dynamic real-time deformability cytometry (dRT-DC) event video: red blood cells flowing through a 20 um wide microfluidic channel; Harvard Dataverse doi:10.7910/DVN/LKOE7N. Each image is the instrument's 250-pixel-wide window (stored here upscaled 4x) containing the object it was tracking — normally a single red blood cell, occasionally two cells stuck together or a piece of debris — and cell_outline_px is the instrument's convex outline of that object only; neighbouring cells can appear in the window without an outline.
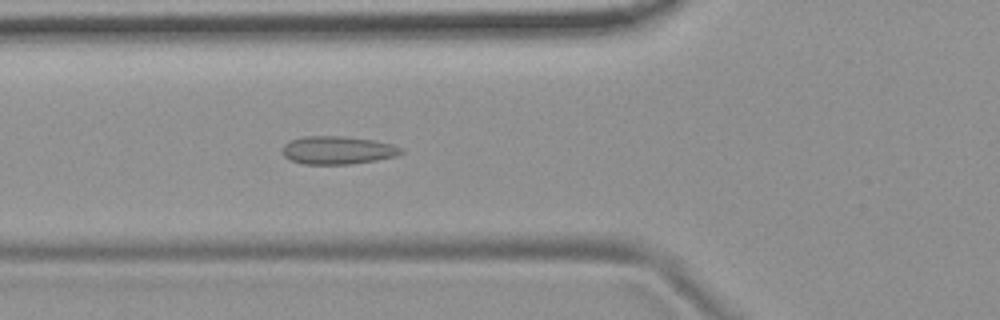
{"species": "common noctule bat (a hibernating species)", "species_latin": "Nyctalus noctula", "temperature_condition": "room temperature", "stored_images_in_passage": 54, "camera_frame_rate_fps": 3000, "um_per_image_px": 0.085, "animal": {"sex": "female", "body_mass_g": 19.9}, "frame": {"image": 1, "passage_image": 19, "time_ms": 6.0, "image_size_px": [1000, 320], "cell_outline_px": [[404, 152], [396, 156], [376, 160], [348, 164], [304, 164], [288, 160], [280, 152], [284, 144], [292, 140], [304, 136], [348, 136], [372, 140], [392, 144], [404, 148]], "centroid_in_image_um": [28.68, 12.76], "position_along_channel_um": 97.1, "area_um2": 19.59}}
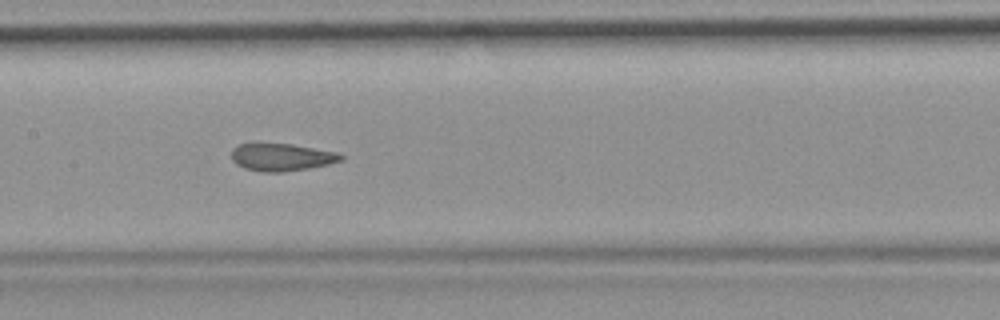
{"frame": {"image": 2, "passage_image": 26, "time_ms": 8.333, "image_size_px": [1000, 320], "cell_outline_px": [[344, 160], [328, 164], [308, 168], [284, 172], [264, 172], [244, 168], [236, 164], [232, 160], [232, 148], [236, 144], [292, 144], [336, 152], [344, 156]], "centroid_in_image_um": [23.93, 13.36], "position_along_channel_um": 183.5, "area_um2": 17.46}}
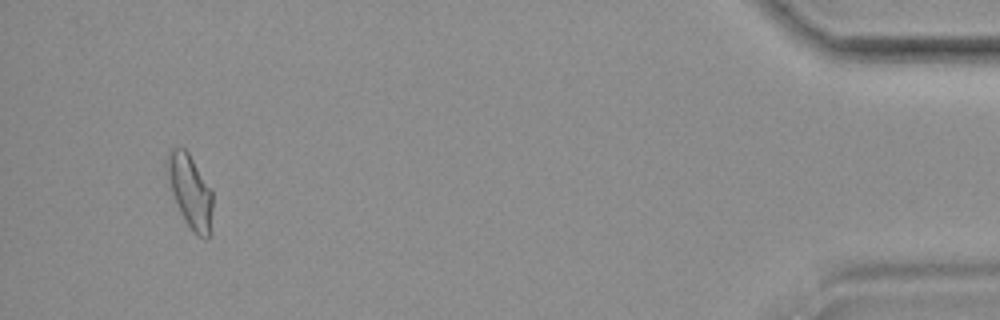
{"frame": {"image": 3, "passage_image": 51, "time_ms": 16.667, "image_size_px": [1000, 320], "cell_outline_px": [[212, 208], [208, 240], [204, 240], [196, 236], [192, 232], [168, 188], [164, 164], [164, 160], [168, 148], [184, 148], [188, 152], [212, 192]], "centroid_in_image_um": [16.09, 16.22], "position_along_channel_um": 419.1, "area_um2": 19.71}, "authors_computed_cell_mechanics": {"area_um2": 18.3515, "velocity_mm_per_s": 3.7019, "shape_relaxation_time_tau1_ms": null, "shape_relaxation_time_tau2_ms": 1.5595, "deformation_change_tau1": null, "deformation_change_tau2": 0.0995}}